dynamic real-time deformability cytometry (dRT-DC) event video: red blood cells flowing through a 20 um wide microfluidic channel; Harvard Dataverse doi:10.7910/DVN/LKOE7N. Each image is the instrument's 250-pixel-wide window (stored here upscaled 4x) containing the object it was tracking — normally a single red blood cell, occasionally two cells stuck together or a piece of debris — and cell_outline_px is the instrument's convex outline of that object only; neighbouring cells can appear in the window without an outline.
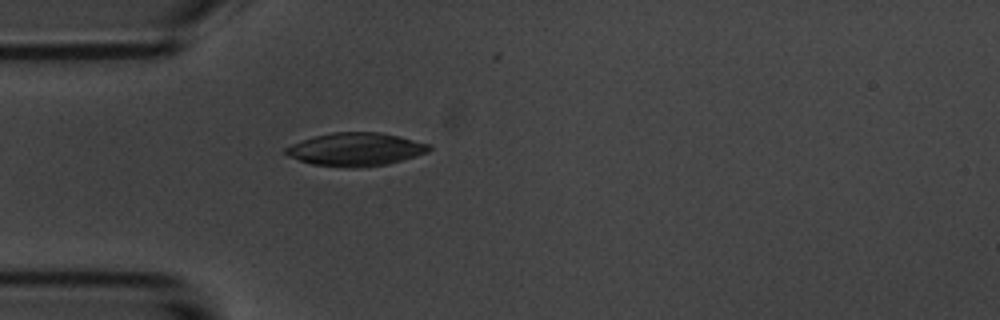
{"species": "common noctule bat (a hibernating species)", "species_latin": "Nyctalus noctula", "temperature_condition": "room temperature", "stored_images_in_passage": 2, "camera_frame_rate_fps": 3000, "um_per_image_px": 0.085, "animal": {"sex": "male", "body_mass_g": 20.1, "forearm_length_mm": 53.5}, "frame": {"image": 1, "passage_image": 2, "time_ms": 1.0, "image_size_px": [1000, 320], "cell_outline_px": [[432, 148], [428, 152], [416, 156], [388, 164], [356, 168], [352, 168], [312, 164], [288, 156], [284, 152], [284, 148], [292, 144], [316, 136], [332, 132], [380, 132], [432, 144]], "centroid_in_image_um": [30.27, 12.7], "position_along_channel_um": 54.7, "area_um2": 27.63}}